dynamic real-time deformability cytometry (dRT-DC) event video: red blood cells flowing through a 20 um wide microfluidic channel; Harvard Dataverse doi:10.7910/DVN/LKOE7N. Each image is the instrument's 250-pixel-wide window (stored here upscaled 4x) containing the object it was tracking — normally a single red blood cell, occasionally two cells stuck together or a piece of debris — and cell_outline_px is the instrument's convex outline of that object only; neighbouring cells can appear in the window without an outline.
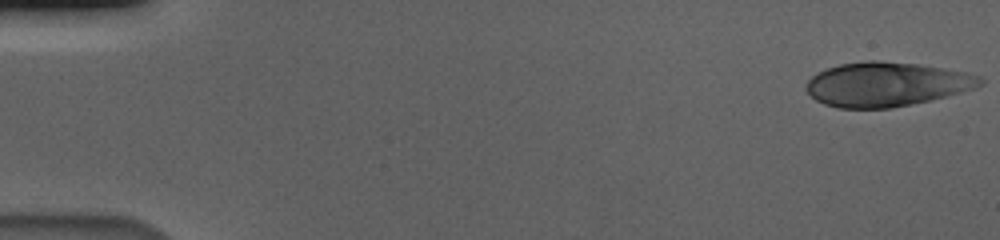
{"species": "human", "species_latin": "Homo sapiens", "temperature_condition": "cold", "stored_images_in_passage": 57, "camera_frame_rate_fps": 3000, "um_per_image_px": 0.085, "donor": {"sex": "male"}, "frame": {"image": 1, "passage_image": 1, "time_ms": 0.0, "image_size_px": [1000, 240], "cell_outline_px": [[984, 84], [976, 88], [928, 100], [888, 108], [836, 108], [824, 104], [816, 100], [804, 88], [808, 80], [816, 72], [840, 64], [868, 60], [876, 60], [916, 64], [964, 72], [980, 76], [984, 80]], "centroid_in_image_um": [75.31, 7.16], "position_along_channel_um": 9.7, "area_um2": 44.51}}
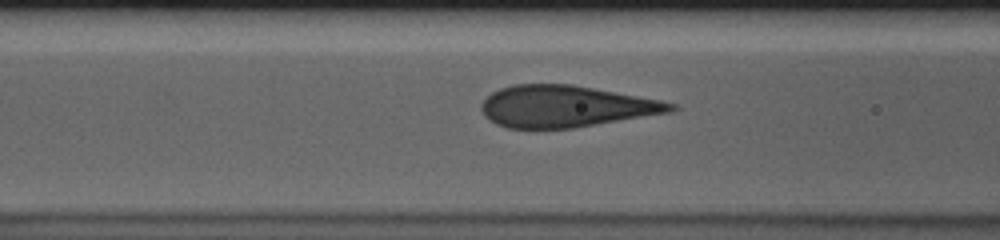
{"frame": {"image": 2, "passage_image": 23, "time_ms": 7.333, "image_size_px": [1000, 240], "cell_outline_px": [[680, 108], [672, 112], [572, 128], [508, 128], [496, 124], [484, 116], [480, 108], [480, 104], [492, 92], [500, 88], [516, 84], [572, 84], [660, 100], [676, 104]], "centroid_in_image_um": [48.08, 9.04], "position_along_channel_um": 118.5, "area_um2": 45.84}}
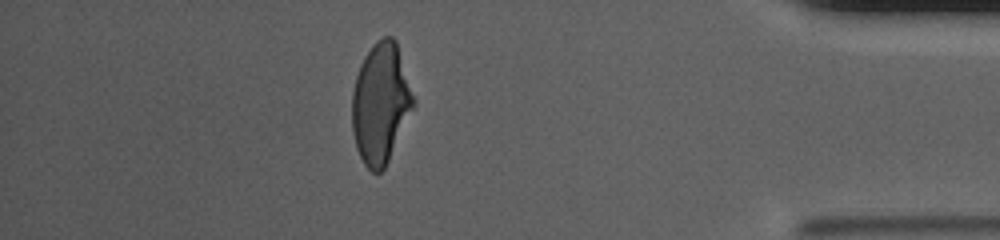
{"frame": {"image": 3, "passage_image": 50, "time_ms": 16.333, "image_size_px": [1000, 240], "cell_outline_px": [[416, 100], [388, 160], [384, 168], [380, 172], [372, 172], [364, 164], [356, 148], [352, 128], [352, 92], [356, 76], [360, 64], [364, 56], [372, 44], [376, 40], [384, 36], [392, 36], [396, 40]], "centroid_in_image_um": [32.34, 8.73], "position_along_channel_um": 402.9, "area_um2": 42.83}, "authors_computed_cell_mechanics": {"area_um2": 45.8354, "velocity_mm_per_s": 3.5875, "shape_relaxation_time_tau1_ms": 5.0468, "shape_relaxation_time_tau2_ms": null, "deformation_change_tau1": 0.1791, "deformation_change_tau2": null}}